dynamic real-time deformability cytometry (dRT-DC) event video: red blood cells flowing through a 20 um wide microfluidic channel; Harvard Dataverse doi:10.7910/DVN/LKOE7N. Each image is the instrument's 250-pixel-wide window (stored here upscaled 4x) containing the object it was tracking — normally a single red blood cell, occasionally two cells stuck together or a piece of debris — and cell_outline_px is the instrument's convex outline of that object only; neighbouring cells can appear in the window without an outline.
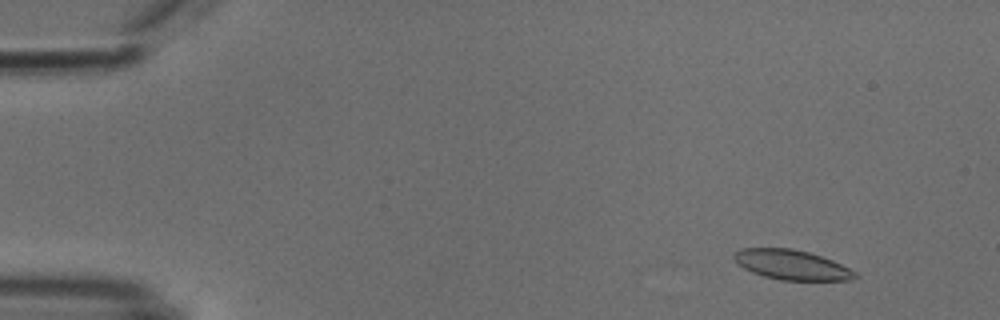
{"species": "common noctule bat (a hibernating species)", "species_latin": "Nyctalus noctula", "temperature_condition": "cold", "stored_images_in_passage": 54, "camera_frame_rate_fps": 3000, "um_per_image_px": 0.085, "animal": {"sex": "male", "body_mass_g": 18.8}, "frame": {"image": 1, "passage_image": 6, "time_ms": 1.667, "image_size_px": [1000, 320], "cell_outline_px": [[860, 276], [848, 280], [780, 280], [764, 276], [752, 272], [744, 268], [732, 256], [732, 252], [740, 248], [792, 248], [808, 252], [832, 260], [856, 272]], "centroid_in_image_um": [67.27, 22.5], "position_along_channel_um": 17.7, "area_um2": 20.92}}
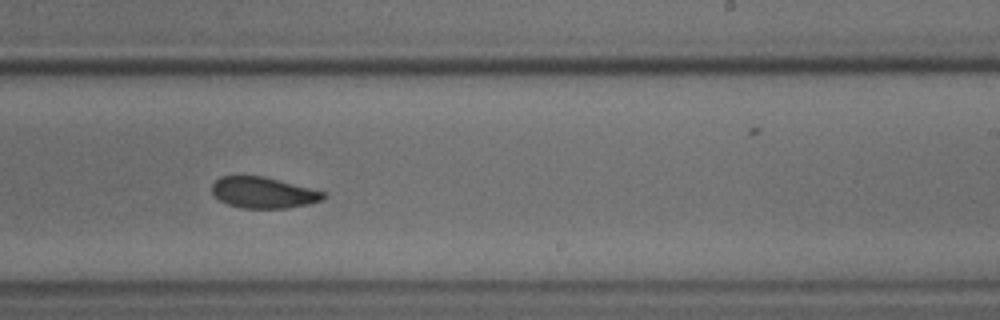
{"frame": {"image": 2, "passage_image": 34, "time_ms": 11.0, "image_size_px": [1000, 320], "cell_outline_px": [[328, 196], [324, 200], [308, 204], [288, 208], [244, 208], [228, 204], [220, 200], [212, 192], [212, 184], [220, 176], [264, 176], [324, 192]], "centroid_in_image_um": [22.4, 16.37], "position_along_channel_um": 266.6, "area_um2": 20.06}}
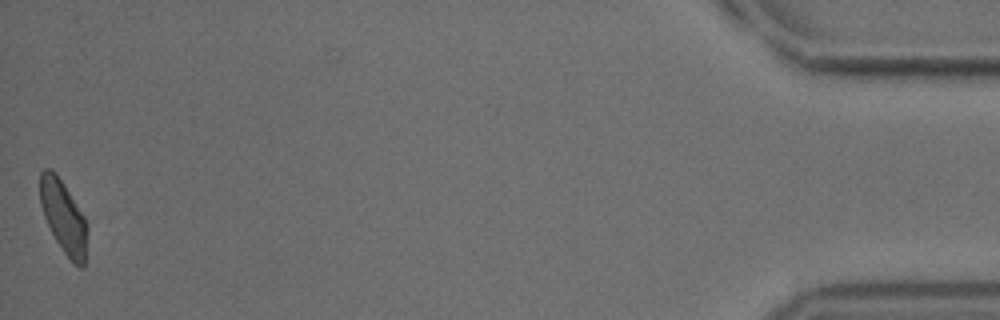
{"frame": {"image": 3, "passage_image": 54, "time_ms": 17.667, "image_size_px": [1000, 320], "cell_outline_px": [[88, 228], [84, 268], [80, 268], [72, 264], [56, 240], [44, 216], [40, 204], [40, 172], [44, 168], [52, 168], [64, 184], [84, 216], [88, 224]], "centroid_in_image_um": [5.41, 18.45], "position_along_channel_um": 429.8, "area_um2": 20.11}, "authors_computed_cell_mechanics": {"area_um2": 21.1837, "velocity_mm_per_s": 3.7926, "shape_relaxation_time_tau1_ms": 7.4948, "shape_relaxation_time_tau2_ms": 2.3348, "deformation_change_tau1": 0.1525, "deformation_change_tau2": 0.0636}}